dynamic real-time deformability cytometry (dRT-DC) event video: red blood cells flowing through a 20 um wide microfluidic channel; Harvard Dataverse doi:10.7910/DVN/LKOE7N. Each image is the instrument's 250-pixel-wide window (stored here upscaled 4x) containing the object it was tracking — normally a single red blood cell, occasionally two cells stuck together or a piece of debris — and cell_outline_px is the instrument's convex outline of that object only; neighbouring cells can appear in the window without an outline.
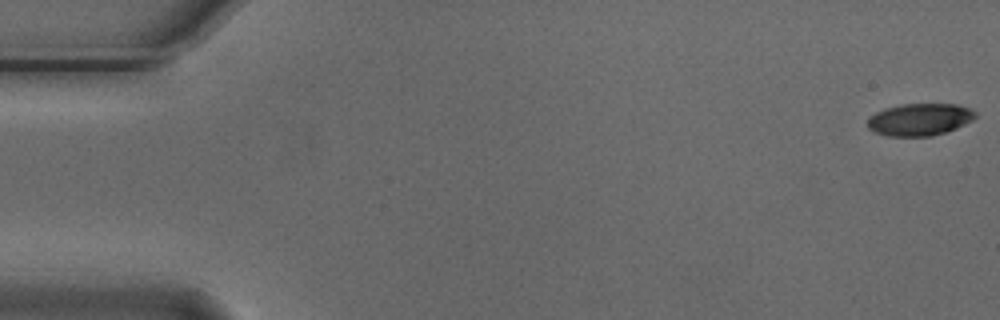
{"species": "Egyptian fruit bat (a non-hibernating species)", "species_latin": "Rousettus aegyptiacus", "temperature_condition": "cold", "stored_images_in_passage": 5, "camera_frame_rate_fps": 3000, "um_per_image_px": 0.085, "animal": {"sex": "male"}, "frame": {"image": 1, "passage_image": 1, "time_ms": 0.0, "image_size_px": [1000, 320], "cell_outline_px": [[976, 116], [972, 120], [956, 128], [932, 136], [888, 136], [876, 132], [868, 128], [868, 120], [876, 112], [884, 108], [900, 104], [956, 104], [972, 108], [976, 112]], "centroid_in_image_um": [78.19, 10.14], "position_along_channel_um": 6.8, "area_um2": 20.17}}
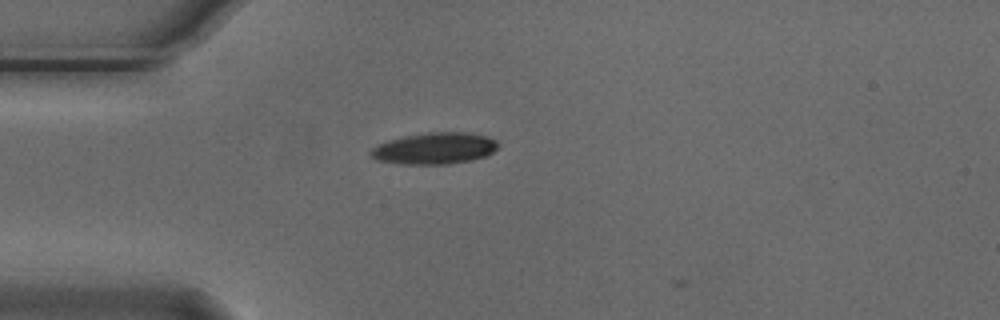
{"frame": {"image": 2, "passage_image": 5, "time_ms": 1.333, "image_size_px": [1000, 320], "cell_outline_px": [[500, 144], [492, 152], [484, 156], [472, 160], [448, 164], [404, 164], [380, 160], [372, 156], [368, 152], [376, 144], [388, 140], [404, 136], [428, 132], [464, 132], [488, 136], [496, 140]], "centroid_in_image_um": [36.94, 12.6], "position_along_channel_um": 48.1, "area_um2": 23.35}}